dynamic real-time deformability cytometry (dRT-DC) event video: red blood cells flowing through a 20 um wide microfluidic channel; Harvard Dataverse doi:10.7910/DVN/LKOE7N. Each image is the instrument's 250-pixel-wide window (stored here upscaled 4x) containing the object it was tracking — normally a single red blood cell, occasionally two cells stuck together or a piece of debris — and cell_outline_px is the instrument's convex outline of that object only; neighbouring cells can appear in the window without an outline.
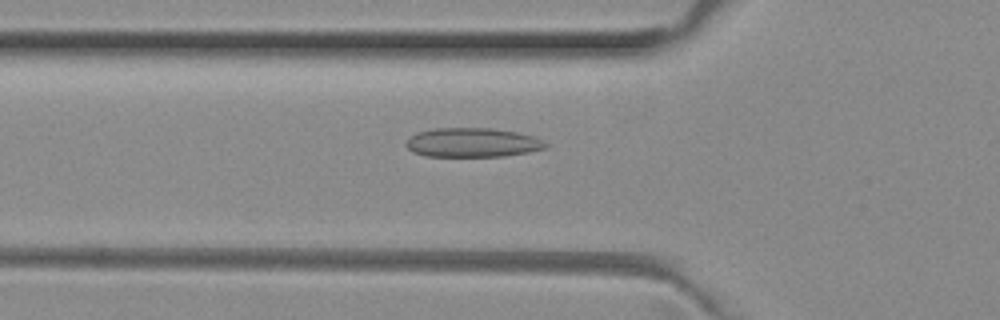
{"species": "common noctule bat (a hibernating species)", "species_latin": "Nyctalus noctula", "temperature_condition": "room temperature", "stored_images_in_passage": 20, "camera_frame_rate_fps": 3000, "um_per_image_px": 0.085, "animal": {"sex": "female", "body_mass_g": 29.2, "forearm_length_mm": 56.3}, "frame": {"image": 1, "passage_image": 5, "time_ms": 1.333, "image_size_px": [1000, 320], "cell_outline_px": [[548, 148], [528, 152], [504, 156], [424, 156], [412, 152], [404, 144], [416, 132], [436, 128], [492, 128], [516, 132], [532, 136], [544, 140], [548, 144]], "centroid_in_image_um": [40.17, 12.12], "position_along_channel_um": 85.6, "area_um2": 23.81}}
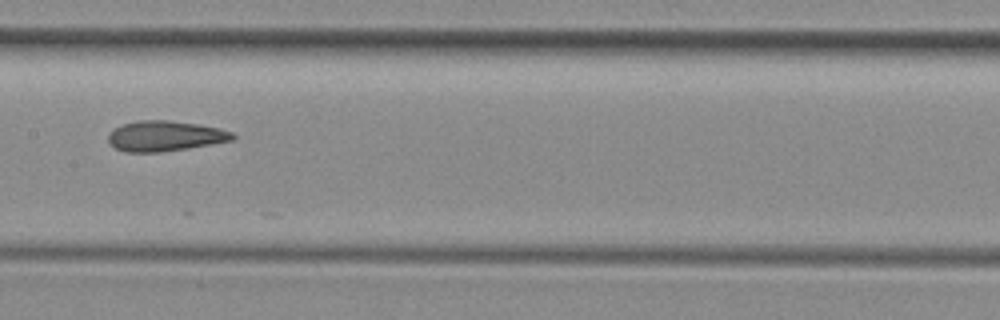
{"frame": {"image": 2, "passage_image": 13, "time_ms": 4.0, "image_size_px": [1000, 320], "cell_outline_px": [[236, 136], [232, 140], [212, 144], [188, 148], [160, 152], [124, 152], [116, 148], [108, 140], [108, 132], [124, 124], [140, 120], [168, 120], [196, 124], [220, 128], [232, 132]], "centroid_in_image_um": [14.03, 11.56], "position_along_channel_um": 193.4, "area_um2": 21.85}}
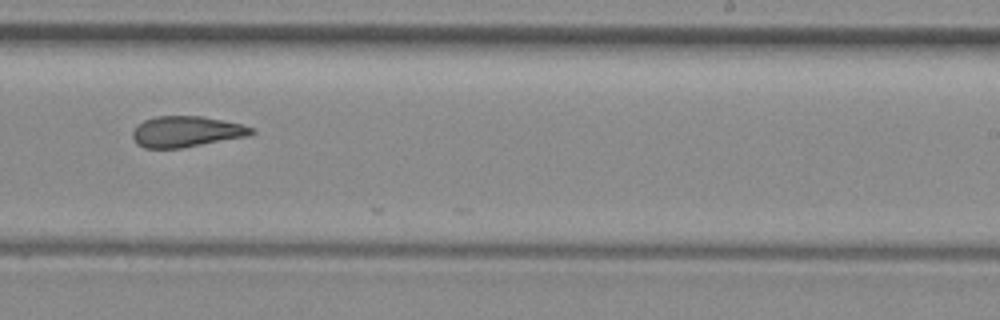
{"frame": {"image": 3, "passage_image": 19, "time_ms": 6.0, "image_size_px": [1000, 320], "cell_outline_px": [[256, 132], [248, 136], [180, 148], [144, 148], [136, 144], [132, 136], [132, 132], [136, 124], [144, 120], [156, 116], [200, 116], [240, 124], [252, 128]], "centroid_in_image_um": [15.78, 11.19], "position_along_channel_um": 273.2, "area_um2": 21.27}}